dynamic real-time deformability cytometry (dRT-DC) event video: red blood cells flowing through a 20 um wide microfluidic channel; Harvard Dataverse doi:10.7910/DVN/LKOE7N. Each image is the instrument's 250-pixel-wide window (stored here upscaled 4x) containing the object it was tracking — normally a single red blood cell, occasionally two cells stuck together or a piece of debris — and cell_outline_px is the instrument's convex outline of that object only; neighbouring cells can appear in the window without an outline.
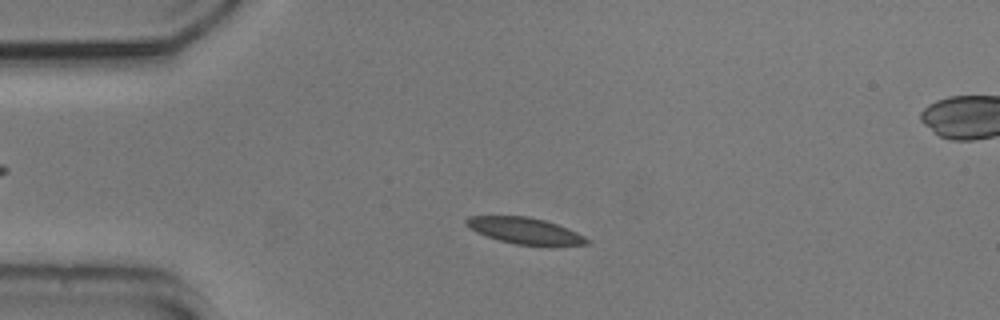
{"species": "common noctule bat (a hibernating species)", "species_latin": "Nyctalus noctula", "temperature_condition": "cold", "stored_images_in_passage": 52, "segment_of_instrument_passage": [1, 2], "camera_frame_rate_fps": 3000, "um_per_image_px": 0.085, "animal": {"sex": "male", "body_mass_g": 20.5, "forearm_length_mm": 52.5}, "frame": {"image": 1, "passage_image": 9, "time_ms": 2.667, "image_size_px": [1000, 320], "cell_outline_px": [[592, 240], [588, 244], [548, 248], [516, 244], [500, 240], [476, 232], [468, 228], [464, 224], [464, 220], [468, 216], [528, 216], [544, 220], [568, 228]], "centroid_in_image_um": [44.68, 19.65], "position_along_channel_um": 40.3, "area_um2": 19.13}}
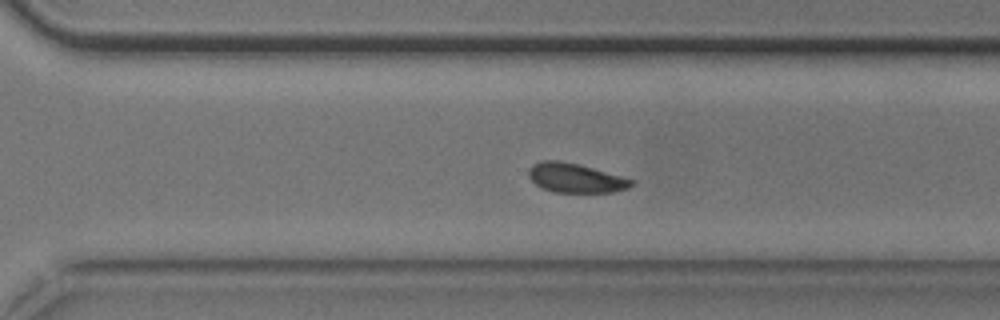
{"frame": {"image": 2, "passage_image": 34, "time_ms": 11.0, "image_size_px": [1000, 320], "cell_outline_px": [[636, 184], [628, 188], [612, 192], [552, 192], [540, 188], [528, 176], [528, 168], [532, 164], [540, 160], [560, 160], [580, 164], [636, 180]], "centroid_in_image_um": [48.91, 15.12], "position_along_channel_um": 321.7, "area_um2": 17.92}}
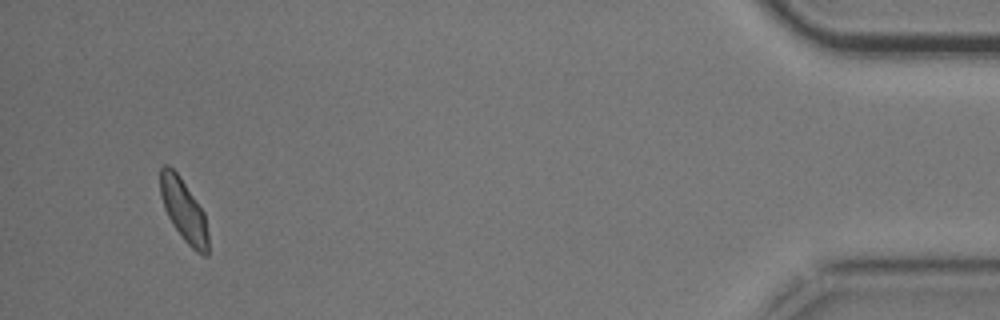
{"frame": {"image": 3, "passage_image": 48, "time_ms": 15.667, "image_size_px": [1000, 320], "cell_outline_px": [[208, 256], [204, 256], [196, 252], [184, 240], [172, 224], [164, 208], [160, 196], [160, 168], [164, 164], [168, 164], [180, 176], [204, 212], [208, 232]], "centroid_in_image_um": [15.61, 17.88], "position_along_channel_um": 419.6, "area_um2": 17.51}}